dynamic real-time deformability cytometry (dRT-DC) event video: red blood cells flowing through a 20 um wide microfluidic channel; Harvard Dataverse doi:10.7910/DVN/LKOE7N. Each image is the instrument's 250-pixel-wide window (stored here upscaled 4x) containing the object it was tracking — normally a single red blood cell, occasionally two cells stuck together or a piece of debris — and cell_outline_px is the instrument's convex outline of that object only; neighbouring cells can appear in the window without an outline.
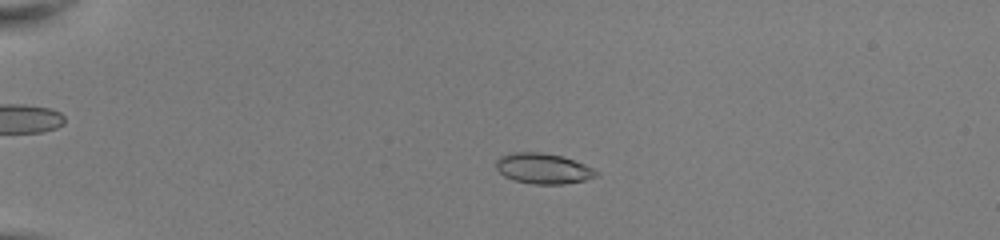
{"species": "common noctule bat (a hibernating species)", "species_latin": "Nyctalus noctula", "temperature_condition": "room temperature", "stored_images_in_passage": 52, "camera_frame_rate_fps": 3000, "um_per_image_px": 0.085, "animal": {"sex": "female", "body_mass_g": 22.0, "forearm_length_mm": 56.7}, "frame": {"image": 1, "passage_image": 14, "time_ms": 4.333, "image_size_px": [1000, 240], "cell_outline_px": [[600, 172], [596, 176], [584, 180], [564, 184], [532, 184], [512, 180], [504, 176], [496, 168], [496, 160], [500, 156], [512, 152], [540, 152], [560, 156], [584, 164]], "centroid_in_image_um": [46.13, 14.33], "position_along_channel_um": 38.9, "area_um2": 17.74}}
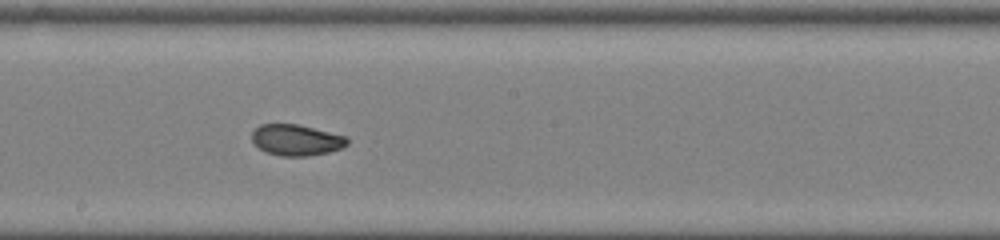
{"frame": {"image": 2, "passage_image": 32, "time_ms": 10.333, "image_size_px": [1000, 240], "cell_outline_px": [[348, 144], [340, 148], [328, 152], [308, 156], [280, 156], [264, 152], [252, 140], [252, 132], [260, 124], [296, 124], [348, 136]], "centroid_in_image_um": [25.18, 11.9], "position_along_channel_um": 223.0, "area_um2": 17.22}}
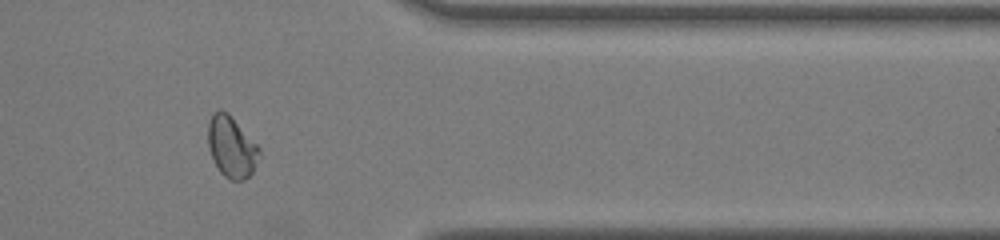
{"frame": {"image": 3, "passage_image": 45, "time_ms": 14.667, "image_size_px": [1000, 240], "cell_outline_px": [[260, 156], [252, 172], [244, 180], [232, 180], [224, 176], [220, 172], [212, 156], [208, 144], [208, 120], [212, 112], [220, 108], [228, 112], [260, 148]], "centroid_in_image_um": [19.67, 12.44], "position_along_channel_um": 391.7, "area_um2": 18.26}, "authors_computed_cell_mechanics": {"area_um2": 17.8891, "velocity_mm_per_s": 4.0693, "shape_relaxation_time_tau1_ms": 5.8577, "shape_relaxation_time_tau2_ms": 1.2268, "deformation_change_tau1": 0.1734, "deformation_change_tau2": 0.0453}}